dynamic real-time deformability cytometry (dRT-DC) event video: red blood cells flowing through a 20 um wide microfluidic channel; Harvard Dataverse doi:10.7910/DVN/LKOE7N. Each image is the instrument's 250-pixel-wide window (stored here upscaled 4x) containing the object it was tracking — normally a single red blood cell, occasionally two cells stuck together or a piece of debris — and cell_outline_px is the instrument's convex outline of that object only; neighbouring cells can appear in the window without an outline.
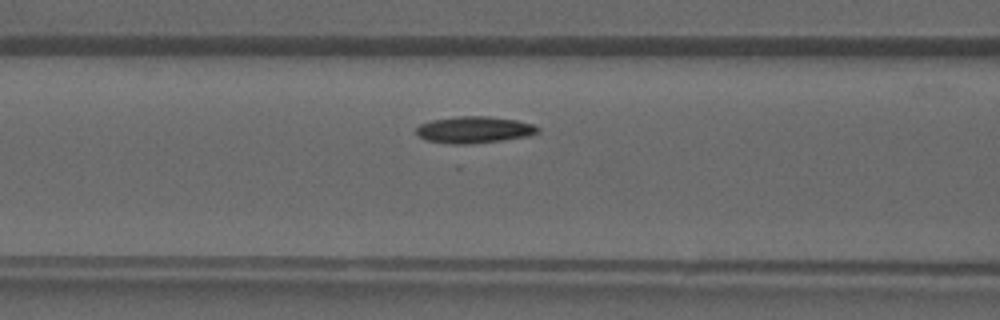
{"species": "common noctule bat (a hibernating species)", "species_latin": "Nyctalus noctula", "temperature_condition": "warm", "stored_images_in_passage": 32, "camera_frame_rate_fps": 3000, "um_per_image_px": 0.085, "animal": {"sex": "male", "forearm_length_mm": 52.5}, "frame": {"image": 1, "passage_image": 9, "time_ms": 2.667, "image_size_px": [1000, 320], "cell_outline_px": [[540, 132], [524, 136], [500, 140], [468, 144], [448, 144], [428, 140], [420, 136], [416, 132], [416, 128], [420, 124], [432, 120], [456, 116], [488, 116], [516, 120], [532, 124], [540, 128]], "centroid_in_image_um": [40.28, 11.02], "position_along_channel_um": 126.3, "area_um2": 18.67}}
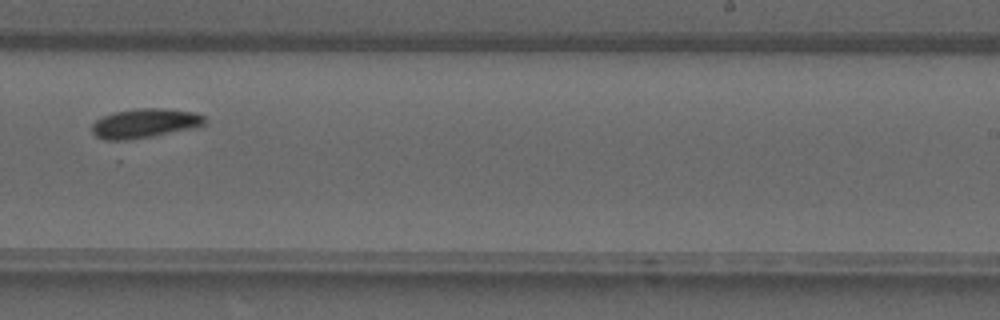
{"frame": {"image": 2, "passage_image": 18, "time_ms": 5.667, "image_size_px": [1000, 320], "cell_outline_px": [[208, 120], [204, 124], [192, 128], [120, 144], [116, 144], [104, 140], [96, 136], [92, 132], [92, 124], [96, 120], [112, 112], [136, 108], [164, 108], [196, 112], [204, 116]], "centroid_in_image_um": [12.25, 10.53], "position_along_channel_um": 276.7, "area_um2": 20.23}}
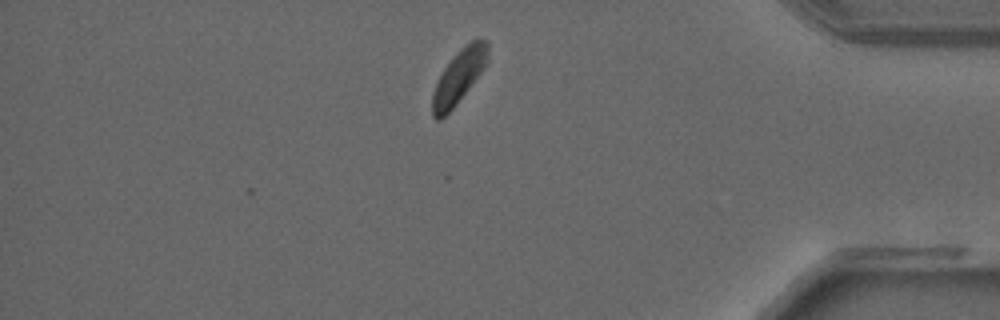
{"frame": {"image": 3, "passage_image": 27, "time_ms": 8.667, "image_size_px": [1000, 320], "cell_outline_px": [[488, 64], [452, 108], [440, 120], [436, 120], [432, 116], [432, 92], [444, 68], [456, 52], [460, 48], [472, 40], [488, 40]], "centroid_in_image_um": [39.01, 6.49], "position_along_channel_um": 396.2, "area_um2": 17.11}}